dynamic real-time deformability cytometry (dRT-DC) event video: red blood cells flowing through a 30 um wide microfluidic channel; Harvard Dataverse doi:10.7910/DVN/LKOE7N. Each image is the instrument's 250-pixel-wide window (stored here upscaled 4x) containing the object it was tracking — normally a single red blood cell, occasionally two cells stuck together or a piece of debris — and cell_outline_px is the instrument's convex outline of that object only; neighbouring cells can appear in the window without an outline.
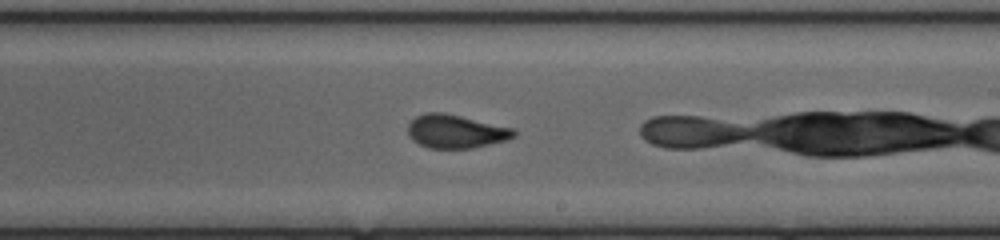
{"species": "common noctule bat (a hibernating species)", "species_latin": "Nyctalus noctula", "temperature_condition": "cold", "stored_images_in_passage": 39, "camera_frame_rate_fps": 3000, "um_per_image_px": 0.085, "animal": {"sex": "female", "body_mass_g": 20.0, "forearm_length_mm": 54.0}, "frame": {"image": 1, "passage_image": 29, "time_ms": 9.333, "image_size_px": [1000, 240], "cell_outline_px": [[516, 136], [508, 140], [472, 148], [428, 148], [412, 140], [408, 136], [408, 124], [416, 116], [424, 112], [444, 112], [516, 128]], "centroid_in_image_um": [38.76, 11.16], "position_along_channel_um": 250.2, "area_um2": 20.98}}
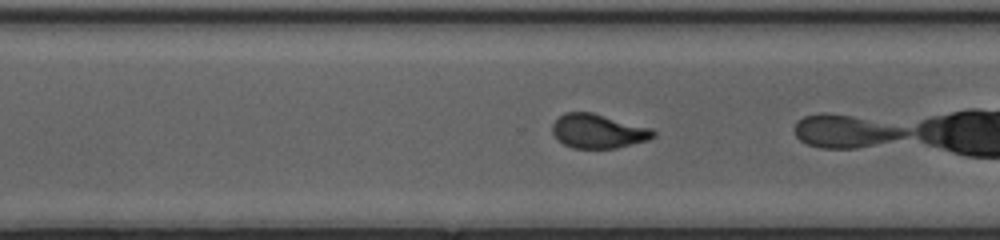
{"frame": {"image": 2, "passage_image": 34, "time_ms": 11.0, "image_size_px": [1000, 240], "cell_outline_px": [[656, 136], [648, 140], [616, 148], [572, 148], [556, 140], [552, 132], [552, 124], [564, 112], [592, 112], [652, 128], [656, 132]], "centroid_in_image_um": [50.84, 11.15], "position_along_channel_um": 319.8, "area_um2": 20.23}}